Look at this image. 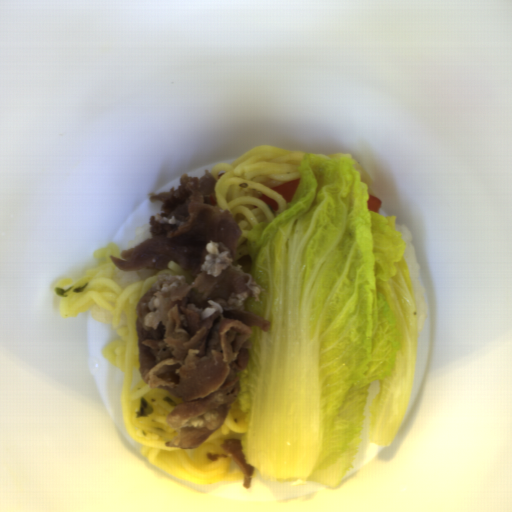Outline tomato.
Wrapping results in <instances>:
<instances>
[{
	"mask_svg": "<svg viewBox=\"0 0 512 512\" xmlns=\"http://www.w3.org/2000/svg\"><path fill=\"white\" fill-rule=\"evenodd\" d=\"M366 206L369 211H373L374 213L381 214L380 209H382V207H383V202L379 197H377L373 194H368V200H367Z\"/></svg>",
	"mask_w": 512,
	"mask_h": 512,
	"instance_id": "tomato-2",
	"label": "tomato"
},
{
	"mask_svg": "<svg viewBox=\"0 0 512 512\" xmlns=\"http://www.w3.org/2000/svg\"><path fill=\"white\" fill-rule=\"evenodd\" d=\"M301 179H295L293 181H286L277 187L271 188L276 193L280 194L286 203L292 201Z\"/></svg>",
	"mask_w": 512,
	"mask_h": 512,
	"instance_id": "tomato-1",
	"label": "tomato"
},
{
	"mask_svg": "<svg viewBox=\"0 0 512 512\" xmlns=\"http://www.w3.org/2000/svg\"><path fill=\"white\" fill-rule=\"evenodd\" d=\"M258 199H262L269 206V208L272 211H274V212L277 211L278 203L274 199H271L270 197H268L267 195H264V194L262 196H259Z\"/></svg>",
	"mask_w": 512,
	"mask_h": 512,
	"instance_id": "tomato-3",
	"label": "tomato"
}]
</instances>
